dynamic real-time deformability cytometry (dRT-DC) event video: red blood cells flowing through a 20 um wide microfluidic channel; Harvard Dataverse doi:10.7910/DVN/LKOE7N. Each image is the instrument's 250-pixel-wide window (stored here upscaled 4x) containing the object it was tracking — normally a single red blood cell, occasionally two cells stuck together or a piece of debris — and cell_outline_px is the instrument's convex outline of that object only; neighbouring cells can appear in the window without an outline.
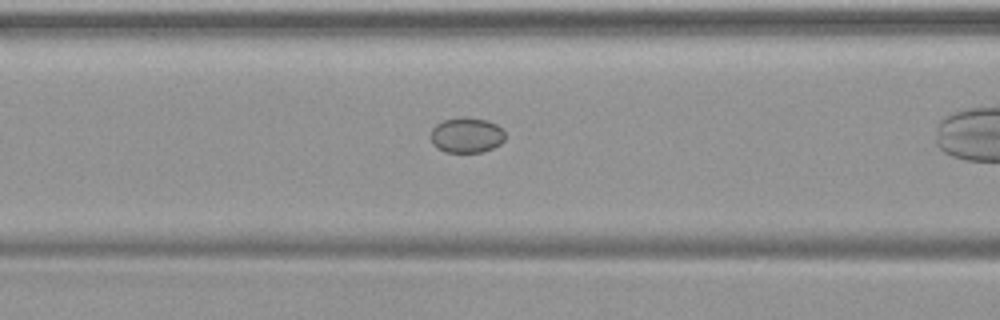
{"species": "common noctule bat (a hibernating species)", "species_latin": "Nyctalus noctula", "temperature_condition": "warm", "stored_images_in_passage": 30, "camera_frame_rate_fps": 3000, "um_per_image_px": 0.085, "animal": {"sex": "female", "body_mass_g": 19.9}, "frame": {"image": 1, "passage_image": 11, "time_ms": 3.333, "image_size_px": [1000, 320], "cell_outline_px": [[504, 140], [500, 144], [492, 148], [480, 152], [444, 152], [436, 148], [432, 144], [432, 128], [436, 124], [444, 120], [460, 116], [488, 120], [496, 124], [504, 132]], "centroid_in_image_um": [39.64, 11.48], "position_along_channel_um": 127.0, "area_um2": 15.32}}
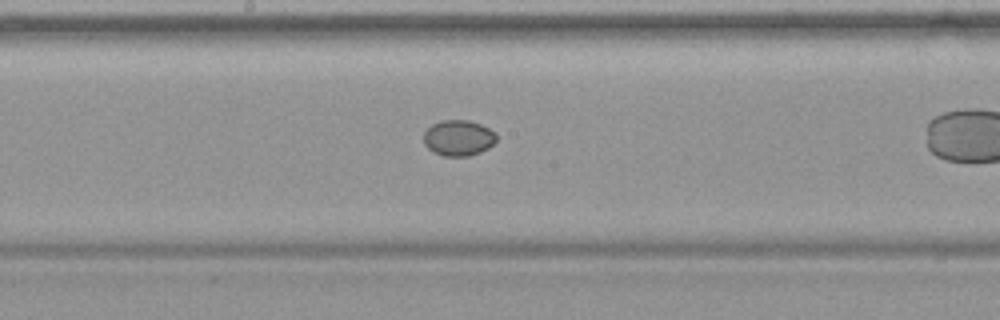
{"frame": {"image": 2, "passage_image": 17, "time_ms": 5.333, "image_size_px": [1000, 320], "cell_outline_px": [[496, 140], [488, 148], [480, 152], [468, 156], [444, 156], [432, 152], [424, 144], [424, 132], [432, 124], [440, 120], [468, 120], [480, 124], [496, 132]], "centroid_in_image_um": [38.95, 11.72], "position_along_channel_um": 209.2, "area_um2": 15.2}}
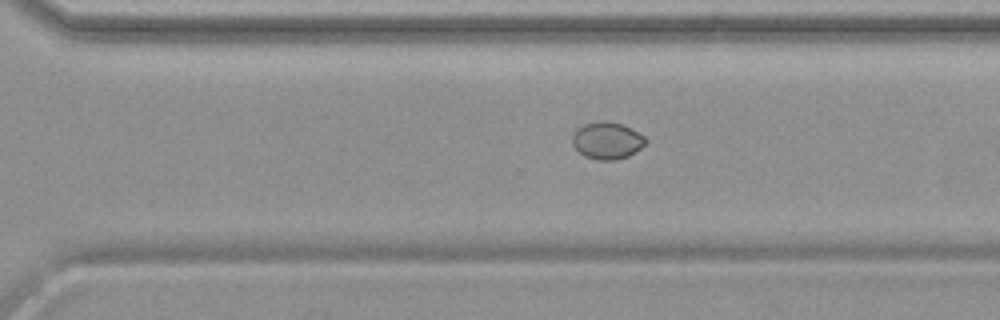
{"frame": {"image": 3, "passage_image": 25, "time_ms": 8.0, "image_size_px": [1000, 320], "cell_outline_px": [[648, 140], [640, 148], [628, 156], [616, 160], [596, 160], [584, 156], [572, 144], [572, 136], [584, 124], [604, 120], [620, 124], [632, 128], [644, 136]], "centroid_in_image_um": [51.62, 11.96], "position_along_channel_um": 319.0, "area_um2": 15.66}}